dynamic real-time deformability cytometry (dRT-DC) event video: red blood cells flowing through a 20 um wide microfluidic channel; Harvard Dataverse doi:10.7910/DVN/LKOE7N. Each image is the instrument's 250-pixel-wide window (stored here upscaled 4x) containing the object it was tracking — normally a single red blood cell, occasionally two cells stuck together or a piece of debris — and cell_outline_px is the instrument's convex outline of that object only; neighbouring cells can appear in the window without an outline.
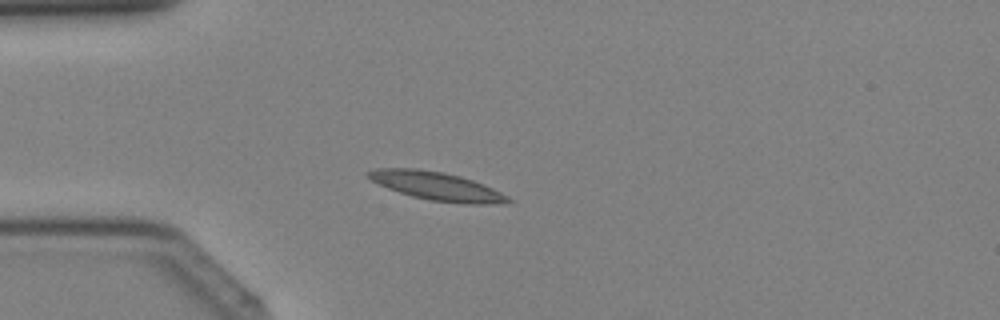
{"species": "Egyptian fruit bat (a non-hibernating species)", "species_latin": "Rousettus aegyptiacus", "temperature_condition": "cold", "stored_images_in_passage": 38, "camera_frame_rate_fps": 3000, "um_per_image_px": 0.085, "animal": {"sex": "female"}, "frame": {"image": 1, "passage_image": 9, "time_ms": 2.667, "image_size_px": [1000, 320], "cell_outline_px": [[512, 200], [488, 204], [464, 204], [428, 200], [412, 196], [388, 188], [364, 176], [364, 172], [376, 168], [416, 168], [444, 172], [460, 176], [472, 180], [492, 188], [508, 196]], "centroid_in_image_um": [37.05, 15.8], "position_along_channel_um": 48.0, "area_um2": 22.95}}
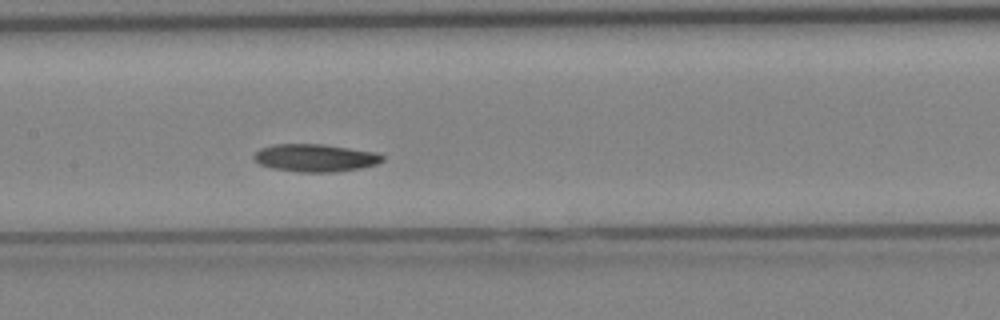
{"frame": {"image": 2, "passage_image": 18, "time_ms": 5.667, "image_size_px": [1000, 320], "cell_outline_px": [[384, 160], [376, 164], [360, 168], [336, 172], [300, 172], [272, 168], [260, 164], [252, 156], [260, 148], [272, 144], [324, 144], [376, 152], [384, 156]], "centroid_in_image_um": [26.8, 13.41], "position_along_channel_um": 180.6, "area_um2": 20.75}}
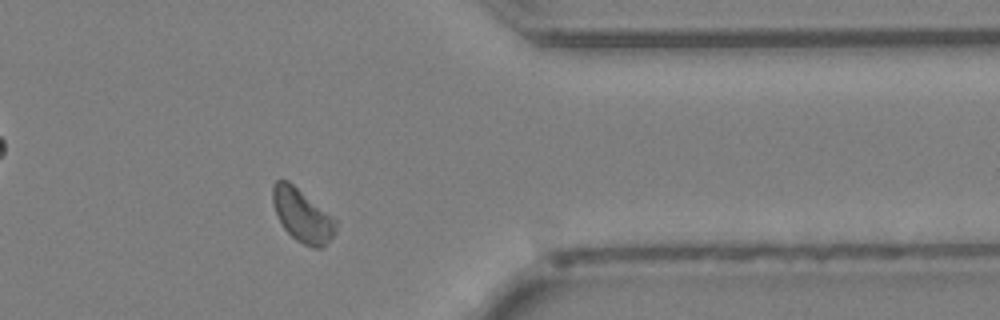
{"frame": {"image": 3, "passage_image": 31, "time_ms": 10.0, "image_size_px": [1000, 320], "cell_outline_px": [[336, 232], [320, 248], [312, 248], [296, 240], [284, 228], [276, 212], [272, 200], [272, 184], [276, 180], [288, 180], [336, 220]], "centroid_in_image_um": [25.67, 18.3], "position_along_channel_um": 385.7, "area_um2": 19.02}}